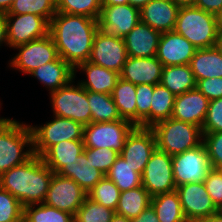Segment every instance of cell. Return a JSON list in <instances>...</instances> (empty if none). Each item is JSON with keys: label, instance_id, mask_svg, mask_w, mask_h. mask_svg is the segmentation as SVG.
<instances>
[{"label": "cell", "instance_id": "1", "mask_svg": "<svg viewBox=\"0 0 222 222\" xmlns=\"http://www.w3.org/2000/svg\"><path fill=\"white\" fill-rule=\"evenodd\" d=\"M98 29V19L57 12L50 21L49 34L59 57L75 68L89 61Z\"/></svg>", "mask_w": 222, "mask_h": 222}, {"label": "cell", "instance_id": "2", "mask_svg": "<svg viewBox=\"0 0 222 222\" xmlns=\"http://www.w3.org/2000/svg\"><path fill=\"white\" fill-rule=\"evenodd\" d=\"M54 172L34 155L22 165L12 167L0 175V187L23 206L43 203Z\"/></svg>", "mask_w": 222, "mask_h": 222}, {"label": "cell", "instance_id": "3", "mask_svg": "<svg viewBox=\"0 0 222 222\" xmlns=\"http://www.w3.org/2000/svg\"><path fill=\"white\" fill-rule=\"evenodd\" d=\"M33 156L30 125L9 118L0 126V175L12 167L24 164Z\"/></svg>", "mask_w": 222, "mask_h": 222}, {"label": "cell", "instance_id": "4", "mask_svg": "<svg viewBox=\"0 0 222 222\" xmlns=\"http://www.w3.org/2000/svg\"><path fill=\"white\" fill-rule=\"evenodd\" d=\"M174 31L196 49L215 47L218 31L216 15L195 6L180 7Z\"/></svg>", "mask_w": 222, "mask_h": 222}, {"label": "cell", "instance_id": "5", "mask_svg": "<svg viewBox=\"0 0 222 222\" xmlns=\"http://www.w3.org/2000/svg\"><path fill=\"white\" fill-rule=\"evenodd\" d=\"M156 139V148L173 156L199 146L203 142L201 128L169 118L151 127Z\"/></svg>", "mask_w": 222, "mask_h": 222}, {"label": "cell", "instance_id": "6", "mask_svg": "<svg viewBox=\"0 0 222 222\" xmlns=\"http://www.w3.org/2000/svg\"><path fill=\"white\" fill-rule=\"evenodd\" d=\"M75 78L58 90L50 92L53 115L72 119L83 126L90 124L91 110L87 98V90Z\"/></svg>", "mask_w": 222, "mask_h": 222}, {"label": "cell", "instance_id": "7", "mask_svg": "<svg viewBox=\"0 0 222 222\" xmlns=\"http://www.w3.org/2000/svg\"><path fill=\"white\" fill-rule=\"evenodd\" d=\"M53 116L52 121L43 125L30 124L34 155L41 157L51 146L63 141L83 140V125L72 119Z\"/></svg>", "mask_w": 222, "mask_h": 222}, {"label": "cell", "instance_id": "8", "mask_svg": "<svg viewBox=\"0 0 222 222\" xmlns=\"http://www.w3.org/2000/svg\"><path fill=\"white\" fill-rule=\"evenodd\" d=\"M135 125L126 119L90 123L83 127L84 148H108L121 153Z\"/></svg>", "mask_w": 222, "mask_h": 222}, {"label": "cell", "instance_id": "9", "mask_svg": "<svg viewBox=\"0 0 222 222\" xmlns=\"http://www.w3.org/2000/svg\"><path fill=\"white\" fill-rule=\"evenodd\" d=\"M13 49L19 50V52L12 57L13 59L9 60V67L25 75H29L39 66L55 61L59 57L50 34L43 38L18 45Z\"/></svg>", "mask_w": 222, "mask_h": 222}, {"label": "cell", "instance_id": "10", "mask_svg": "<svg viewBox=\"0 0 222 222\" xmlns=\"http://www.w3.org/2000/svg\"><path fill=\"white\" fill-rule=\"evenodd\" d=\"M175 185L204 182L211 169L207 149L202 142L199 146L172 156Z\"/></svg>", "mask_w": 222, "mask_h": 222}, {"label": "cell", "instance_id": "11", "mask_svg": "<svg viewBox=\"0 0 222 222\" xmlns=\"http://www.w3.org/2000/svg\"><path fill=\"white\" fill-rule=\"evenodd\" d=\"M141 177L142 186L151 197L175 191L172 156L156 148Z\"/></svg>", "mask_w": 222, "mask_h": 222}, {"label": "cell", "instance_id": "12", "mask_svg": "<svg viewBox=\"0 0 222 222\" xmlns=\"http://www.w3.org/2000/svg\"><path fill=\"white\" fill-rule=\"evenodd\" d=\"M8 47L43 38L49 34L50 23L34 14H6Z\"/></svg>", "mask_w": 222, "mask_h": 222}, {"label": "cell", "instance_id": "13", "mask_svg": "<svg viewBox=\"0 0 222 222\" xmlns=\"http://www.w3.org/2000/svg\"><path fill=\"white\" fill-rule=\"evenodd\" d=\"M87 198V193L72 179L54 173L44 204L74 215Z\"/></svg>", "mask_w": 222, "mask_h": 222}, {"label": "cell", "instance_id": "14", "mask_svg": "<svg viewBox=\"0 0 222 222\" xmlns=\"http://www.w3.org/2000/svg\"><path fill=\"white\" fill-rule=\"evenodd\" d=\"M155 149L156 139L152 129L135 126L127 136L120 156L132 167V170L142 176Z\"/></svg>", "mask_w": 222, "mask_h": 222}, {"label": "cell", "instance_id": "15", "mask_svg": "<svg viewBox=\"0 0 222 222\" xmlns=\"http://www.w3.org/2000/svg\"><path fill=\"white\" fill-rule=\"evenodd\" d=\"M127 57L124 39L106 34L99 28L94 37L89 62L120 74Z\"/></svg>", "mask_w": 222, "mask_h": 222}, {"label": "cell", "instance_id": "16", "mask_svg": "<svg viewBox=\"0 0 222 222\" xmlns=\"http://www.w3.org/2000/svg\"><path fill=\"white\" fill-rule=\"evenodd\" d=\"M140 22V9L131 4L102 5L99 28L106 34L124 38Z\"/></svg>", "mask_w": 222, "mask_h": 222}, {"label": "cell", "instance_id": "17", "mask_svg": "<svg viewBox=\"0 0 222 222\" xmlns=\"http://www.w3.org/2000/svg\"><path fill=\"white\" fill-rule=\"evenodd\" d=\"M175 190L187 220H205L216 214L217 207L206 191L204 182L185 183Z\"/></svg>", "mask_w": 222, "mask_h": 222}, {"label": "cell", "instance_id": "18", "mask_svg": "<svg viewBox=\"0 0 222 222\" xmlns=\"http://www.w3.org/2000/svg\"><path fill=\"white\" fill-rule=\"evenodd\" d=\"M195 51L196 48L184 36L169 31L161 34L156 57L163 66L186 65Z\"/></svg>", "mask_w": 222, "mask_h": 222}, {"label": "cell", "instance_id": "19", "mask_svg": "<svg viewBox=\"0 0 222 222\" xmlns=\"http://www.w3.org/2000/svg\"><path fill=\"white\" fill-rule=\"evenodd\" d=\"M208 105L209 100L195 88L175 97L171 118L202 128Z\"/></svg>", "mask_w": 222, "mask_h": 222}, {"label": "cell", "instance_id": "20", "mask_svg": "<svg viewBox=\"0 0 222 222\" xmlns=\"http://www.w3.org/2000/svg\"><path fill=\"white\" fill-rule=\"evenodd\" d=\"M163 64L156 57H127L120 78L138 84H160Z\"/></svg>", "mask_w": 222, "mask_h": 222}, {"label": "cell", "instance_id": "21", "mask_svg": "<svg viewBox=\"0 0 222 222\" xmlns=\"http://www.w3.org/2000/svg\"><path fill=\"white\" fill-rule=\"evenodd\" d=\"M179 9L172 0H150L140 8V21L161 33L174 31Z\"/></svg>", "mask_w": 222, "mask_h": 222}, {"label": "cell", "instance_id": "22", "mask_svg": "<svg viewBox=\"0 0 222 222\" xmlns=\"http://www.w3.org/2000/svg\"><path fill=\"white\" fill-rule=\"evenodd\" d=\"M161 32L141 21L123 38L128 57L156 56Z\"/></svg>", "mask_w": 222, "mask_h": 222}, {"label": "cell", "instance_id": "23", "mask_svg": "<svg viewBox=\"0 0 222 222\" xmlns=\"http://www.w3.org/2000/svg\"><path fill=\"white\" fill-rule=\"evenodd\" d=\"M86 74V79L79 80L78 83L87 91L96 93L112 94L116 82L120 77L116 71L106 69L92 62H82L74 68V78L78 70Z\"/></svg>", "mask_w": 222, "mask_h": 222}, {"label": "cell", "instance_id": "24", "mask_svg": "<svg viewBox=\"0 0 222 222\" xmlns=\"http://www.w3.org/2000/svg\"><path fill=\"white\" fill-rule=\"evenodd\" d=\"M35 77L49 93L58 90L74 79V68L61 57L33 70L29 76Z\"/></svg>", "mask_w": 222, "mask_h": 222}, {"label": "cell", "instance_id": "25", "mask_svg": "<svg viewBox=\"0 0 222 222\" xmlns=\"http://www.w3.org/2000/svg\"><path fill=\"white\" fill-rule=\"evenodd\" d=\"M58 174L74 180L86 193L105 176L100 170L93 167L84 152L63 167Z\"/></svg>", "mask_w": 222, "mask_h": 222}, {"label": "cell", "instance_id": "26", "mask_svg": "<svg viewBox=\"0 0 222 222\" xmlns=\"http://www.w3.org/2000/svg\"><path fill=\"white\" fill-rule=\"evenodd\" d=\"M189 66L196 82L208 78H222V54L216 47L196 49Z\"/></svg>", "mask_w": 222, "mask_h": 222}, {"label": "cell", "instance_id": "27", "mask_svg": "<svg viewBox=\"0 0 222 222\" xmlns=\"http://www.w3.org/2000/svg\"><path fill=\"white\" fill-rule=\"evenodd\" d=\"M83 151V140L63 141L51 146L41 158L54 173H58L68 163L77 159Z\"/></svg>", "mask_w": 222, "mask_h": 222}, {"label": "cell", "instance_id": "28", "mask_svg": "<svg viewBox=\"0 0 222 222\" xmlns=\"http://www.w3.org/2000/svg\"><path fill=\"white\" fill-rule=\"evenodd\" d=\"M160 84L175 96L196 88V80L189 64L163 66Z\"/></svg>", "mask_w": 222, "mask_h": 222}, {"label": "cell", "instance_id": "29", "mask_svg": "<svg viewBox=\"0 0 222 222\" xmlns=\"http://www.w3.org/2000/svg\"><path fill=\"white\" fill-rule=\"evenodd\" d=\"M111 95L121 118L136 126V85L119 77Z\"/></svg>", "mask_w": 222, "mask_h": 222}, {"label": "cell", "instance_id": "30", "mask_svg": "<svg viewBox=\"0 0 222 222\" xmlns=\"http://www.w3.org/2000/svg\"><path fill=\"white\" fill-rule=\"evenodd\" d=\"M151 204V196L143 186L122 191L115 214L136 218Z\"/></svg>", "mask_w": 222, "mask_h": 222}, {"label": "cell", "instance_id": "31", "mask_svg": "<svg viewBox=\"0 0 222 222\" xmlns=\"http://www.w3.org/2000/svg\"><path fill=\"white\" fill-rule=\"evenodd\" d=\"M151 205L160 222L187 221L176 190L151 197Z\"/></svg>", "mask_w": 222, "mask_h": 222}, {"label": "cell", "instance_id": "32", "mask_svg": "<svg viewBox=\"0 0 222 222\" xmlns=\"http://www.w3.org/2000/svg\"><path fill=\"white\" fill-rule=\"evenodd\" d=\"M92 123L121 120L111 94L87 91Z\"/></svg>", "mask_w": 222, "mask_h": 222}, {"label": "cell", "instance_id": "33", "mask_svg": "<svg viewBox=\"0 0 222 222\" xmlns=\"http://www.w3.org/2000/svg\"><path fill=\"white\" fill-rule=\"evenodd\" d=\"M106 176L111 179L119 190L126 191L142 186V177L119 155Z\"/></svg>", "mask_w": 222, "mask_h": 222}, {"label": "cell", "instance_id": "34", "mask_svg": "<svg viewBox=\"0 0 222 222\" xmlns=\"http://www.w3.org/2000/svg\"><path fill=\"white\" fill-rule=\"evenodd\" d=\"M23 222H74V215L44 203L24 206Z\"/></svg>", "mask_w": 222, "mask_h": 222}, {"label": "cell", "instance_id": "35", "mask_svg": "<svg viewBox=\"0 0 222 222\" xmlns=\"http://www.w3.org/2000/svg\"><path fill=\"white\" fill-rule=\"evenodd\" d=\"M175 97L176 96L163 85H154L151 100V127L160 121L171 118Z\"/></svg>", "mask_w": 222, "mask_h": 222}, {"label": "cell", "instance_id": "36", "mask_svg": "<svg viewBox=\"0 0 222 222\" xmlns=\"http://www.w3.org/2000/svg\"><path fill=\"white\" fill-rule=\"evenodd\" d=\"M121 191L106 175L87 193L92 201L116 211Z\"/></svg>", "mask_w": 222, "mask_h": 222}, {"label": "cell", "instance_id": "37", "mask_svg": "<svg viewBox=\"0 0 222 222\" xmlns=\"http://www.w3.org/2000/svg\"><path fill=\"white\" fill-rule=\"evenodd\" d=\"M34 14L44 17L49 23L57 13L56 0H14L5 14Z\"/></svg>", "mask_w": 222, "mask_h": 222}, {"label": "cell", "instance_id": "38", "mask_svg": "<svg viewBox=\"0 0 222 222\" xmlns=\"http://www.w3.org/2000/svg\"><path fill=\"white\" fill-rule=\"evenodd\" d=\"M101 7V0H56L57 12L93 19L99 18Z\"/></svg>", "mask_w": 222, "mask_h": 222}, {"label": "cell", "instance_id": "39", "mask_svg": "<svg viewBox=\"0 0 222 222\" xmlns=\"http://www.w3.org/2000/svg\"><path fill=\"white\" fill-rule=\"evenodd\" d=\"M115 211L86 198L74 216V222H111Z\"/></svg>", "mask_w": 222, "mask_h": 222}, {"label": "cell", "instance_id": "40", "mask_svg": "<svg viewBox=\"0 0 222 222\" xmlns=\"http://www.w3.org/2000/svg\"><path fill=\"white\" fill-rule=\"evenodd\" d=\"M154 85H136V126L151 128V100Z\"/></svg>", "mask_w": 222, "mask_h": 222}, {"label": "cell", "instance_id": "41", "mask_svg": "<svg viewBox=\"0 0 222 222\" xmlns=\"http://www.w3.org/2000/svg\"><path fill=\"white\" fill-rule=\"evenodd\" d=\"M24 206L0 187V222H23Z\"/></svg>", "mask_w": 222, "mask_h": 222}, {"label": "cell", "instance_id": "42", "mask_svg": "<svg viewBox=\"0 0 222 222\" xmlns=\"http://www.w3.org/2000/svg\"><path fill=\"white\" fill-rule=\"evenodd\" d=\"M87 159L93 164L94 168L107 174L114 164L116 158L120 155L118 152L108 148H84L83 151Z\"/></svg>", "mask_w": 222, "mask_h": 222}, {"label": "cell", "instance_id": "43", "mask_svg": "<svg viewBox=\"0 0 222 222\" xmlns=\"http://www.w3.org/2000/svg\"><path fill=\"white\" fill-rule=\"evenodd\" d=\"M202 134L211 168L222 169V132Z\"/></svg>", "mask_w": 222, "mask_h": 222}, {"label": "cell", "instance_id": "44", "mask_svg": "<svg viewBox=\"0 0 222 222\" xmlns=\"http://www.w3.org/2000/svg\"><path fill=\"white\" fill-rule=\"evenodd\" d=\"M202 133L222 132V98L209 101Z\"/></svg>", "mask_w": 222, "mask_h": 222}, {"label": "cell", "instance_id": "45", "mask_svg": "<svg viewBox=\"0 0 222 222\" xmlns=\"http://www.w3.org/2000/svg\"><path fill=\"white\" fill-rule=\"evenodd\" d=\"M204 185L213 203L218 207L222 203V169L211 168Z\"/></svg>", "mask_w": 222, "mask_h": 222}, {"label": "cell", "instance_id": "46", "mask_svg": "<svg viewBox=\"0 0 222 222\" xmlns=\"http://www.w3.org/2000/svg\"><path fill=\"white\" fill-rule=\"evenodd\" d=\"M198 89L209 101L222 98V78H208L196 82Z\"/></svg>", "mask_w": 222, "mask_h": 222}, {"label": "cell", "instance_id": "47", "mask_svg": "<svg viewBox=\"0 0 222 222\" xmlns=\"http://www.w3.org/2000/svg\"><path fill=\"white\" fill-rule=\"evenodd\" d=\"M194 6L216 15L222 9V0H196Z\"/></svg>", "mask_w": 222, "mask_h": 222}, {"label": "cell", "instance_id": "48", "mask_svg": "<svg viewBox=\"0 0 222 222\" xmlns=\"http://www.w3.org/2000/svg\"><path fill=\"white\" fill-rule=\"evenodd\" d=\"M131 222H160L157 219L156 212L150 204L143 212H141L136 218L131 219Z\"/></svg>", "mask_w": 222, "mask_h": 222}, {"label": "cell", "instance_id": "49", "mask_svg": "<svg viewBox=\"0 0 222 222\" xmlns=\"http://www.w3.org/2000/svg\"><path fill=\"white\" fill-rule=\"evenodd\" d=\"M8 46L7 40V22H6V14L0 12V47L3 45Z\"/></svg>", "mask_w": 222, "mask_h": 222}, {"label": "cell", "instance_id": "50", "mask_svg": "<svg viewBox=\"0 0 222 222\" xmlns=\"http://www.w3.org/2000/svg\"><path fill=\"white\" fill-rule=\"evenodd\" d=\"M14 0H0V12L8 13Z\"/></svg>", "mask_w": 222, "mask_h": 222}, {"label": "cell", "instance_id": "51", "mask_svg": "<svg viewBox=\"0 0 222 222\" xmlns=\"http://www.w3.org/2000/svg\"><path fill=\"white\" fill-rule=\"evenodd\" d=\"M102 5L130 4V0H101Z\"/></svg>", "mask_w": 222, "mask_h": 222}, {"label": "cell", "instance_id": "52", "mask_svg": "<svg viewBox=\"0 0 222 222\" xmlns=\"http://www.w3.org/2000/svg\"><path fill=\"white\" fill-rule=\"evenodd\" d=\"M179 7L194 6L196 0H172Z\"/></svg>", "mask_w": 222, "mask_h": 222}, {"label": "cell", "instance_id": "53", "mask_svg": "<svg viewBox=\"0 0 222 222\" xmlns=\"http://www.w3.org/2000/svg\"><path fill=\"white\" fill-rule=\"evenodd\" d=\"M215 47L222 54V30L217 31Z\"/></svg>", "mask_w": 222, "mask_h": 222}, {"label": "cell", "instance_id": "54", "mask_svg": "<svg viewBox=\"0 0 222 222\" xmlns=\"http://www.w3.org/2000/svg\"><path fill=\"white\" fill-rule=\"evenodd\" d=\"M150 0H130V4L132 6H135L137 8H141L143 7L144 5H146Z\"/></svg>", "mask_w": 222, "mask_h": 222}, {"label": "cell", "instance_id": "55", "mask_svg": "<svg viewBox=\"0 0 222 222\" xmlns=\"http://www.w3.org/2000/svg\"><path fill=\"white\" fill-rule=\"evenodd\" d=\"M111 222H131V219L127 218V217H124V216H120L118 214H115L113 217H112V220Z\"/></svg>", "mask_w": 222, "mask_h": 222}, {"label": "cell", "instance_id": "56", "mask_svg": "<svg viewBox=\"0 0 222 222\" xmlns=\"http://www.w3.org/2000/svg\"><path fill=\"white\" fill-rule=\"evenodd\" d=\"M217 30H222V9L216 14Z\"/></svg>", "mask_w": 222, "mask_h": 222}, {"label": "cell", "instance_id": "57", "mask_svg": "<svg viewBox=\"0 0 222 222\" xmlns=\"http://www.w3.org/2000/svg\"><path fill=\"white\" fill-rule=\"evenodd\" d=\"M205 222H222V217L216 213L205 219Z\"/></svg>", "mask_w": 222, "mask_h": 222}, {"label": "cell", "instance_id": "58", "mask_svg": "<svg viewBox=\"0 0 222 222\" xmlns=\"http://www.w3.org/2000/svg\"><path fill=\"white\" fill-rule=\"evenodd\" d=\"M220 217H222V203L217 207V212H216Z\"/></svg>", "mask_w": 222, "mask_h": 222}, {"label": "cell", "instance_id": "59", "mask_svg": "<svg viewBox=\"0 0 222 222\" xmlns=\"http://www.w3.org/2000/svg\"><path fill=\"white\" fill-rule=\"evenodd\" d=\"M0 105L2 106V103L0 102ZM9 118L0 117V126L3 125Z\"/></svg>", "mask_w": 222, "mask_h": 222}, {"label": "cell", "instance_id": "60", "mask_svg": "<svg viewBox=\"0 0 222 222\" xmlns=\"http://www.w3.org/2000/svg\"><path fill=\"white\" fill-rule=\"evenodd\" d=\"M186 222H205V220H187Z\"/></svg>", "mask_w": 222, "mask_h": 222}]
</instances>
